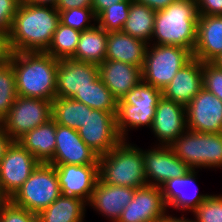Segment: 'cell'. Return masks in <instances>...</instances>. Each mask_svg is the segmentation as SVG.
I'll return each instance as SVG.
<instances>
[{"mask_svg":"<svg viewBox=\"0 0 222 222\" xmlns=\"http://www.w3.org/2000/svg\"><path fill=\"white\" fill-rule=\"evenodd\" d=\"M187 130L186 107L163 96L159 99L151 131L162 146H170Z\"/></svg>","mask_w":222,"mask_h":222,"instance_id":"2e32d148","label":"cell"},{"mask_svg":"<svg viewBox=\"0 0 222 222\" xmlns=\"http://www.w3.org/2000/svg\"><path fill=\"white\" fill-rule=\"evenodd\" d=\"M157 146L143 150V158L147 184L160 187L168 179L185 175L191 168L169 146Z\"/></svg>","mask_w":222,"mask_h":222,"instance_id":"5bb4252c","label":"cell"},{"mask_svg":"<svg viewBox=\"0 0 222 222\" xmlns=\"http://www.w3.org/2000/svg\"><path fill=\"white\" fill-rule=\"evenodd\" d=\"M55 7L20 2L7 36L9 52H45L59 23Z\"/></svg>","mask_w":222,"mask_h":222,"instance_id":"6da1fadb","label":"cell"},{"mask_svg":"<svg viewBox=\"0 0 222 222\" xmlns=\"http://www.w3.org/2000/svg\"><path fill=\"white\" fill-rule=\"evenodd\" d=\"M9 199L6 197V195L2 192V189L0 187V206L6 203Z\"/></svg>","mask_w":222,"mask_h":222,"instance_id":"c3c4849f","label":"cell"},{"mask_svg":"<svg viewBox=\"0 0 222 222\" xmlns=\"http://www.w3.org/2000/svg\"><path fill=\"white\" fill-rule=\"evenodd\" d=\"M186 217H173L172 215L170 216L169 214L166 215L164 218L159 219L157 222H196L195 220H190V219H185Z\"/></svg>","mask_w":222,"mask_h":222,"instance_id":"bcb514c9","label":"cell"},{"mask_svg":"<svg viewBox=\"0 0 222 222\" xmlns=\"http://www.w3.org/2000/svg\"><path fill=\"white\" fill-rule=\"evenodd\" d=\"M196 169H190L185 175L168 179L160 188L167 207H173L180 211H194L202 204L210 195L198 194L196 183ZM194 186L195 190H192ZM189 188V189H188ZM191 188V190H190ZM188 190L192 193H188Z\"/></svg>","mask_w":222,"mask_h":222,"instance_id":"d6986e66","label":"cell"},{"mask_svg":"<svg viewBox=\"0 0 222 222\" xmlns=\"http://www.w3.org/2000/svg\"><path fill=\"white\" fill-rule=\"evenodd\" d=\"M202 88V62L193 57L162 90V96L186 107Z\"/></svg>","mask_w":222,"mask_h":222,"instance_id":"ffe728a7","label":"cell"},{"mask_svg":"<svg viewBox=\"0 0 222 222\" xmlns=\"http://www.w3.org/2000/svg\"><path fill=\"white\" fill-rule=\"evenodd\" d=\"M198 16L196 0H176L165 9L156 11L151 42L180 46L193 53Z\"/></svg>","mask_w":222,"mask_h":222,"instance_id":"3957f363","label":"cell"},{"mask_svg":"<svg viewBox=\"0 0 222 222\" xmlns=\"http://www.w3.org/2000/svg\"><path fill=\"white\" fill-rule=\"evenodd\" d=\"M169 147L191 169L222 167V133L187 129Z\"/></svg>","mask_w":222,"mask_h":222,"instance_id":"8992f818","label":"cell"},{"mask_svg":"<svg viewBox=\"0 0 222 222\" xmlns=\"http://www.w3.org/2000/svg\"><path fill=\"white\" fill-rule=\"evenodd\" d=\"M99 155L79 136L78 130L56 124V147L48 164L98 165Z\"/></svg>","mask_w":222,"mask_h":222,"instance_id":"9a60e30c","label":"cell"},{"mask_svg":"<svg viewBox=\"0 0 222 222\" xmlns=\"http://www.w3.org/2000/svg\"><path fill=\"white\" fill-rule=\"evenodd\" d=\"M9 54L7 37L0 36V65L8 60Z\"/></svg>","mask_w":222,"mask_h":222,"instance_id":"ee69618b","label":"cell"},{"mask_svg":"<svg viewBox=\"0 0 222 222\" xmlns=\"http://www.w3.org/2000/svg\"><path fill=\"white\" fill-rule=\"evenodd\" d=\"M87 105L72 98L55 97L51 119L56 123L78 130L87 118Z\"/></svg>","mask_w":222,"mask_h":222,"instance_id":"f546056e","label":"cell"},{"mask_svg":"<svg viewBox=\"0 0 222 222\" xmlns=\"http://www.w3.org/2000/svg\"><path fill=\"white\" fill-rule=\"evenodd\" d=\"M14 142V140L9 136V134L4 130L0 122V160L4 157L7 149Z\"/></svg>","mask_w":222,"mask_h":222,"instance_id":"60d3db41","label":"cell"},{"mask_svg":"<svg viewBox=\"0 0 222 222\" xmlns=\"http://www.w3.org/2000/svg\"><path fill=\"white\" fill-rule=\"evenodd\" d=\"M58 12L61 24L81 32L96 25L97 18L93 8H72ZM91 20L95 22L91 24Z\"/></svg>","mask_w":222,"mask_h":222,"instance_id":"836d02e7","label":"cell"},{"mask_svg":"<svg viewBox=\"0 0 222 222\" xmlns=\"http://www.w3.org/2000/svg\"><path fill=\"white\" fill-rule=\"evenodd\" d=\"M40 162L18 141H14L0 160V187L10 199L30 177Z\"/></svg>","mask_w":222,"mask_h":222,"instance_id":"8fae6325","label":"cell"},{"mask_svg":"<svg viewBox=\"0 0 222 222\" xmlns=\"http://www.w3.org/2000/svg\"><path fill=\"white\" fill-rule=\"evenodd\" d=\"M87 202L82 198L61 194L37 214L38 222H84Z\"/></svg>","mask_w":222,"mask_h":222,"instance_id":"484cf974","label":"cell"},{"mask_svg":"<svg viewBox=\"0 0 222 222\" xmlns=\"http://www.w3.org/2000/svg\"><path fill=\"white\" fill-rule=\"evenodd\" d=\"M123 0H92V8L96 17L109 6L120 3Z\"/></svg>","mask_w":222,"mask_h":222,"instance_id":"7bdbcfd3","label":"cell"},{"mask_svg":"<svg viewBox=\"0 0 222 222\" xmlns=\"http://www.w3.org/2000/svg\"><path fill=\"white\" fill-rule=\"evenodd\" d=\"M60 195L55 166L40 163L9 200L18 207L38 214Z\"/></svg>","mask_w":222,"mask_h":222,"instance_id":"ba28073f","label":"cell"},{"mask_svg":"<svg viewBox=\"0 0 222 222\" xmlns=\"http://www.w3.org/2000/svg\"><path fill=\"white\" fill-rule=\"evenodd\" d=\"M17 96L16 78L12 63L6 60L0 65V122L8 114Z\"/></svg>","mask_w":222,"mask_h":222,"instance_id":"1f68e13d","label":"cell"},{"mask_svg":"<svg viewBox=\"0 0 222 222\" xmlns=\"http://www.w3.org/2000/svg\"><path fill=\"white\" fill-rule=\"evenodd\" d=\"M192 214L196 222H222V196L210 195Z\"/></svg>","mask_w":222,"mask_h":222,"instance_id":"e575fe53","label":"cell"},{"mask_svg":"<svg viewBox=\"0 0 222 222\" xmlns=\"http://www.w3.org/2000/svg\"><path fill=\"white\" fill-rule=\"evenodd\" d=\"M2 222H38L37 214L14 205L10 200L0 206Z\"/></svg>","mask_w":222,"mask_h":222,"instance_id":"8d00e7d4","label":"cell"},{"mask_svg":"<svg viewBox=\"0 0 222 222\" xmlns=\"http://www.w3.org/2000/svg\"><path fill=\"white\" fill-rule=\"evenodd\" d=\"M213 64H215L218 68L222 69V53L217 56L213 61Z\"/></svg>","mask_w":222,"mask_h":222,"instance_id":"7dc6e473","label":"cell"},{"mask_svg":"<svg viewBox=\"0 0 222 222\" xmlns=\"http://www.w3.org/2000/svg\"><path fill=\"white\" fill-rule=\"evenodd\" d=\"M22 0H0V36L7 37L14 15Z\"/></svg>","mask_w":222,"mask_h":222,"instance_id":"74e56055","label":"cell"},{"mask_svg":"<svg viewBox=\"0 0 222 222\" xmlns=\"http://www.w3.org/2000/svg\"><path fill=\"white\" fill-rule=\"evenodd\" d=\"M108 32L98 24L81 32L75 54L71 59L101 64L106 60Z\"/></svg>","mask_w":222,"mask_h":222,"instance_id":"4316f807","label":"cell"},{"mask_svg":"<svg viewBox=\"0 0 222 222\" xmlns=\"http://www.w3.org/2000/svg\"><path fill=\"white\" fill-rule=\"evenodd\" d=\"M131 2L132 0H123L109 6L96 17V23L107 32L122 31Z\"/></svg>","mask_w":222,"mask_h":222,"instance_id":"d6a6232c","label":"cell"},{"mask_svg":"<svg viewBox=\"0 0 222 222\" xmlns=\"http://www.w3.org/2000/svg\"><path fill=\"white\" fill-rule=\"evenodd\" d=\"M162 91L141 80L125 96L118 100L116 124L123 140H128V128L149 126L151 129L155 109Z\"/></svg>","mask_w":222,"mask_h":222,"instance_id":"5b68a950","label":"cell"},{"mask_svg":"<svg viewBox=\"0 0 222 222\" xmlns=\"http://www.w3.org/2000/svg\"><path fill=\"white\" fill-rule=\"evenodd\" d=\"M166 209L161 188L147 184L135 189L117 222H157L168 214Z\"/></svg>","mask_w":222,"mask_h":222,"instance_id":"4fadbf2b","label":"cell"},{"mask_svg":"<svg viewBox=\"0 0 222 222\" xmlns=\"http://www.w3.org/2000/svg\"><path fill=\"white\" fill-rule=\"evenodd\" d=\"M98 75L117 100L142 80L140 67L116 60H105L99 64Z\"/></svg>","mask_w":222,"mask_h":222,"instance_id":"7402d4cb","label":"cell"},{"mask_svg":"<svg viewBox=\"0 0 222 222\" xmlns=\"http://www.w3.org/2000/svg\"><path fill=\"white\" fill-rule=\"evenodd\" d=\"M79 136L99 156L107 154L123 139L117 131L116 117L107 111L87 107V118Z\"/></svg>","mask_w":222,"mask_h":222,"instance_id":"30bf717a","label":"cell"},{"mask_svg":"<svg viewBox=\"0 0 222 222\" xmlns=\"http://www.w3.org/2000/svg\"><path fill=\"white\" fill-rule=\"evenodd\" d=\"M187 129L222 133V101L202 88L186 106Z\"/></svg>","mask_w":222,"mask_h":222,"instance_id":"7c38bea8","label":"cell"},{"mask_svg":"<svg viewBox=\"0 0 222 222\" xmlns=\"http://www.w3.org/2000/svg\"><path fill=\"white\" fill-rule=\"evenodd\" d=\"M139 3L145 4L154 11L165 9L169 4L176 0H135Z\"/></svg>","mask_w":222,"mask_h":222,"instance_id":"b9f144b4","label":"cell"},{"mask_svg":"<svg viewBox=\"0 0 222 222\" xmlns=\"http://www.w3.org/2000/svg\"><path fill=\"white\" fill-rule=\"evenodd\" d=\"M8 60L16 78L17 95L53 101L59 60L46 52H13Z\"/></svg>","mask_w":222,"mask_h":222,"instance_id":"7a4b0ae2","label":"cell"},{"mask_svg":"<svg viewBox=\"0 0 222 222\" xmlns=\"http://www.w3.org/2000/svg\"><path fill=\"white\" fill-rule=\"evenodd\" d=\"M81 31L58 23L52 41L45 51L57 60L71 59L75 54Z\"/></svg>","mask_w":222,"mask_h":222,"instance_id":"4dcf8cb0","label":"cell"},{"mask_svg":"<svg viewBox=\"0 0 222 222\" xmlns=\"http://www.w3.org/2000/svg\"><path fill=\"white\" fill-rule=\"evenodd\" d=\"M192 58V53L180 46L148 44L142 80L162 91Z\"/></svg>","mask_w":222,"mask_h":222,"instance_id":"52a82bcc","label":"cell"},{"mask_svg":"<svg viewBox=\"0 0 222 222\" xmlns=\"http://www.w3.org/2000/svg\"><path fill=\"white\" fill-rule=\"evenodd\" d=\"M58 11H65L72 8H92V0H57Z\"/></svg>","mask_w":222,"mask_h":222,"instance_id":"ab89813d","label":"cell"},{"mask_svg":"<svg viewBox=\"0 0 222 222\" xmlns=\"http://www.w3.org/2000/svg\"><path fill=\"white\" fill-rule=\"evenodd\" d=\"M222 53V16L199 15L197 40L193 57L203 62H212Z\"/></svg>","mask_w":222,"mask_h":222,"instance_id":"603a6c76","label":"cell"},{"mask_svg":"<svg viewBox=\"0 0 222 222\" xmlns=\"http://www.w3.org/2000/svg\"><path fill=\"white\" fill-rule=\"evenodd\" d=\"M198 15L222 16V0H196Z\"/></svg>","mask_w":222,"mask_h":222,"instance_id":"f35d334b","label":"cell"},{"mask_svg":"<svg viewBox=\"0 0 222 222\" xmlns=\"http://www.w3.org/2000/svg\"><path fill=\"white\" fill-rule=\"evenodd\" d=\"M51 115L52 101L17 96L1 124L9 136L18 141L32 129L48 122Z\"/></svg>","mask_w":222,"mask_h":222,"instance_id":"9c48e42d","label":"cell"},{"mask_svg":"<svg viewBox=\"0 0 222 222\" xmlns=\"http://www.w3.org/2000/svg\"><path fill=\"white\" fill-rule=\"evenodd\" d=\"M155 15L156 11L147 7L145 4L132 0L128 17L121 32L140 39L147 44H151Z\"/></svg>","mask_w":222,"mask_h":222,"instance_id":"83f0119b","label":"cell"},{"mask_svg":"<svg viewBox=\"0 0 222 222\" xmlns=\"http://www.w3.org/2000/svg\"><path fill=\"white\" fill-rule=\"evenodd\" d=\"M98 76V65L73 59L59 60L56 77V97L72 98L90 86Z\"/></svg>","mask_w":222,"mask_h":222,"instance_id":"ac0fdd59","label":"cell"},{"mask_svg":"<svg viewBox=\"0 0 222 222\" xmlns=\"http://www.w3.org/2000/svg\"><path fill=\"white\" fill-rule=\"evenodd\" d=\"M25 3L37 6L56 7L57 0H23Z\"/></svg>","mask_w":222,"mask_h":222,"instance_id":"f6af8a7d","label":"cell"},{"mask_svg":"<svg viewBox=\"0 0 222 222\" xmlns=\"http://www.w3.org/2000/svg\"><path fill=\"white\" fill-rule=\"evenodd\" d=\"M203 88L222 101V69L212 62L202 63Z\"/></svg>","mask_w":222,"mask_h":222,"instance_id":"d590c367","label":"cell"},{"mask_svg":"<svg viewBox=\"0 0 222 222\" xmlns=\"http://www.w3.org/2000/svg\"><path fill=\"white\" fill-rule=\"evenodd\" d=\"M92 109L107 111L116 117L118 100L100 80L99 75L90 82V86L72 97Z\"/></svg>","mask_w":222,"mask_h":222,"instance_id":"f1b7e54d","label":"cell"},{"mask_svg":"<svg viewBox=\"0 0 222 222\" xmlns=\"http://www.w3.org/2000/svg\"><path fill=\"white\" fill-rule=\"evenodd\" d=\"M18 142L40 163H49L56 147V123L50 119L26 133Z\"/></svg>","mask_w":222,"mask_h":222,"instance_id":"d4e9b609","label":"cell"},{"mask_svg":"<svg viewBox=\"0 0 222 222\" xmlns=\"http://www.w3.org/2000/svg\"><path fill=\"white\" fill-rule=\"evenodd\" d=\"M134 193V188L107 185L98 179L87 205L109 217L112 222H117L125 206L133 199Z\"/></svg>","mask_w":222,"mask_h":222,"instance_id":"44dd1931","label":"cell"},{"mask_svg":"<svg viewBox=\"0 0 222 222\" xmlns=\"http://www.w3.org/2000/svg\"><path fill=\"white\" fill-rule=\"evenodd\" d=\"M98 165L99 179L107 185L134 189L147 185L143 149L126 140L99 156Z\"/></svg>","mask_w":222,"mask_h":222,"instance_id":"277c9868","label":"cell"},{"mask_svg":"<svg viewBox=\"0 0 222 222\" xmlns=\"http://www.w3.org/2000/svg\"><path fill=\"white\" fill-rule=\"evenodd\" d=\"M148 44L121 31L108 32L106 60H116L142 69Z\"/></svg>","mask_w":222,"mask_h":222,"instance_id":"cb8c5ba5","label":"cell"},{"mask_svg":"<svg viewBox=\"0 0 222 222\" xmlns=\"http://www.w3.org/2000/svg\"><path fill=\"white\" fill-rule=\"evenodd\" d=\"M50 165L55 166L61 194L90 200L99 179V165Z\"/></svg>","mask_w":222,"mask_h":222,"instance_id":"e0dca14e","label":"cell"}]
</instances>
